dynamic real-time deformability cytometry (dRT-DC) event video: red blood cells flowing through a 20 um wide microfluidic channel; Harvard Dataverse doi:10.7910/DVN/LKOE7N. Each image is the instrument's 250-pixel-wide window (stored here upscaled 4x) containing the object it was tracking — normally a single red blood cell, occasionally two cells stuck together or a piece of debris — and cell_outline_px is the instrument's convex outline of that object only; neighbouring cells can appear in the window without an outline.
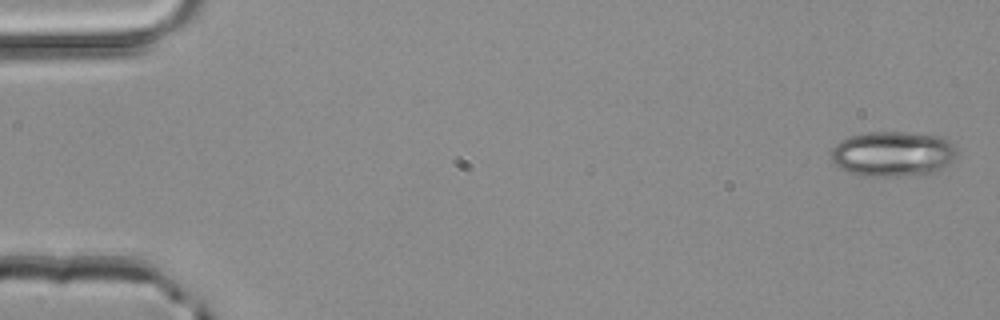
{"species": "common noctule bat (a hibernating species)", "species_latin": "Nyctalus noctula", "temperature_condition": "room temperature", "stored_images_in_passage": 4, "segment_of_instrument_passage": [2, 2], "camera_frame_rate_fps": 3000, "um_per_image_px": 0.085, "animal": {"sex": "male", "body_mass_g": 20.4}, "frame": {"image": 1, "passage_image": 4, "time_ms": 1.0, "image_size_px": [1000, 320], "cell_outline_px": [[956, 156], [948, 164], [936, 172], [896, 176], [864, 176], [848, 172], [832, 164], [832, 148], [840, 140], [848, 136], [868, 132], [908, 132], [940, 136], [948, 140], [956, 148]], "centroid_in_image_um": [75.86, 13.07], "position_along_channel_um": 9.1, "area_um2": 33.23}}